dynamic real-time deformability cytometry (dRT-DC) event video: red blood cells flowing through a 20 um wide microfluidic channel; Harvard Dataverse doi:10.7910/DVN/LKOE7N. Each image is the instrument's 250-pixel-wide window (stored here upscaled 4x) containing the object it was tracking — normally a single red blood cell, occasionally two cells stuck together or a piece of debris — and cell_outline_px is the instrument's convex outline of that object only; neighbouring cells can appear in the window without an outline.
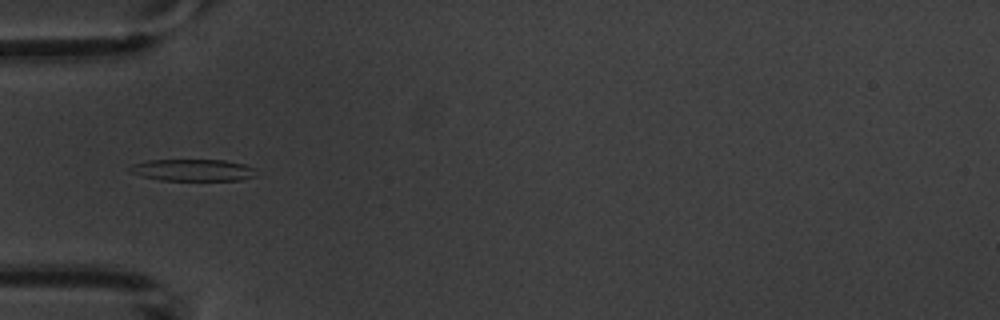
{"species": "common noctule bat (a hibernating species)", "species_latin": "Nyctalus noctula", "temperature_condition": "warm", "stored_images_in_passage": 8, "camera_frame_rate_fps": 3000, "um_per_image_px": 0.085, "animal": {"sex": "male", "body_mass_g": 20.1, "forearm_length_mm": 53.5}, "frame": {"image": 1, "passage_image": 6, "time_ms": 5.667, "image_size_px": [1000, 320], "cell_outline_px": [[256, 176], [240, 180], [160, 180], [140, 176], [128, 172], [128, 168], [132, 164], [148, 160], [224, 160], [244, 164], [256, 168]], "centroid_in_image_um": [16.37, 14.46], "position_along_channel_um": 68.6, "area_um2": 16.24}}
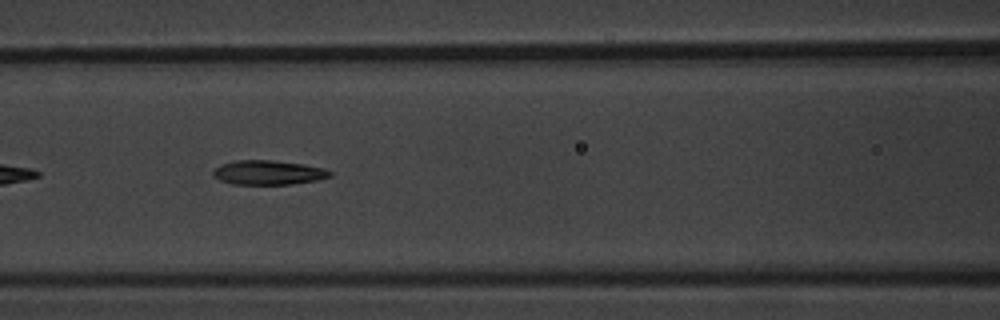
{"frame": {"image": 2, "passage_image": 8, "time_ms": 7.667, "image_size_px": [1000, 320], "cell_outline_px": [[332, 176], [316, 180], [292, 184], [232, 184], [220, 180], [212, 176], [212, 172], [220, 164], [236, 160], [272, 160], [304, 164], [324, 168], [332, 172]], "centroid_in_image_um": [22.79, 14.66], "position_along_channel_um": 143.8, "area_um2": 16.65}}